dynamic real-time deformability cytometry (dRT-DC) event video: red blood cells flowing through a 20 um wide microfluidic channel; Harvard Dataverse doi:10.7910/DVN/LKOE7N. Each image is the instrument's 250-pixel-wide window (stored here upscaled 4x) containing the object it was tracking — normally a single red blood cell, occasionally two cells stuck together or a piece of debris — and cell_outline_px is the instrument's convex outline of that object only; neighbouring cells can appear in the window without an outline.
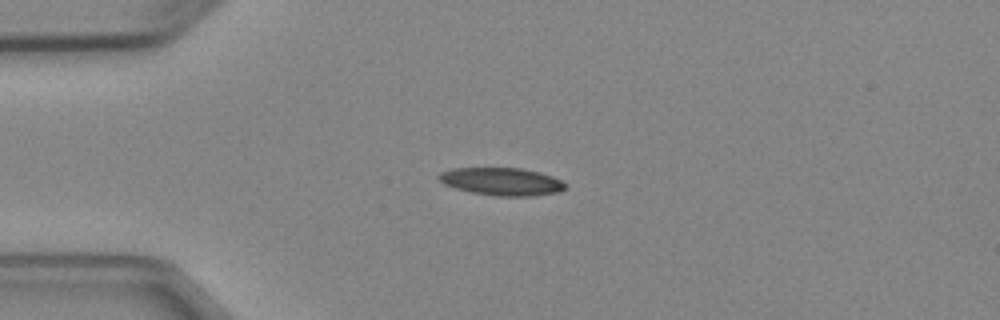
{"species": "Egyptian fruit bat (a non-hibernating species)", "species_latin": "Rousettus aegyptiacus", "temperature_condition": "cold", "stored_images_in_passage": 4, "camera_frame_rate_fps": 3000, "um_per_image_px": 0.085, "animal": {"sex": "female"}, "frame": {"image": 1, "passage_image": 3, "time_ms": 2.333, "image_size_px": [1000, 320], "cell_outline_px": [[568, 184], [564, 188], [556, 192], [532, 196], [496, 196], [472, 192], [456, 188], [444, 184], [436, 176], [440, 172], [452, 168], [520, 168], [540, 172], [552, 176]], "centroid_in_image_um": [42.63, 15.42], "position_along_channel_um": 42.4, "area_um2": 20.35}}